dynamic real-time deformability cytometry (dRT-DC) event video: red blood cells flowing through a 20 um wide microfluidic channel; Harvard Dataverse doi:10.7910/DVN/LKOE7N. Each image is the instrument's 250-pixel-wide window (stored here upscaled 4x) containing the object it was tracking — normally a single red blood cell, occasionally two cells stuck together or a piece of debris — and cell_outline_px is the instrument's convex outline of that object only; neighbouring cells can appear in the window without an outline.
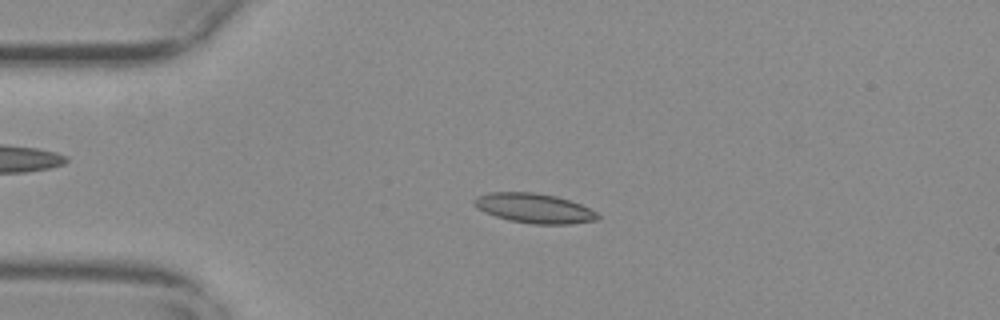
{"species": "common noctule bat (a hibernating species)", "species_latin": "Nyctalus noctula", "temperature_condition": "warm", "stored_images_in_passage": 53, "camera_frame_rate_fps": 3000, "um_per_image_px": 0.085, "animal": {"sex": "female", "body_mass_g": 29.2, "forearm_length_mm": 56.3}, "frame": {"image": 1, "passage_image": 10, "time_ms": 3.0, "image_size_px": [1000, 320], "cell_outline_px": [[600, 220], [568, 224], [532, 224], [508, 220], [484, 212], [472, 204], [472, 200], [476, 196], [492, 192], [532, 192], [556, 196], [580, 204], [596, 212], [600, 216]], "centroid_in_image_um": [45.39, 17.7], "position_along_channel_um": 39.6, "area_um2": 21.39}}
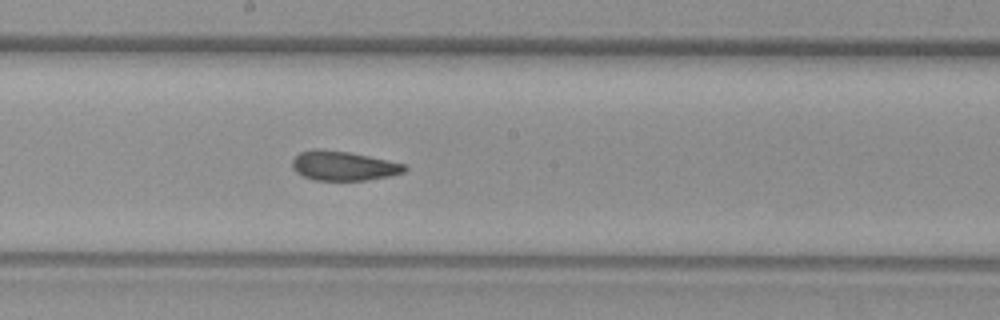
{"frame": {"image": 2, "passage_image": 27, "time_ms": 8.667, "image_size_px": [1000, 320], "cell_outline_px": [[408, 168], [404, 172], [388, 176], [368, 180], [312, 180], [296, 172], [292, 168], [292, 160], [300, 152], [316, 148], [348, 152], [368, 156], [404, 164]], "centroid_in_image_um": [29.16, 14.1], "position_along_channel_um": 219.0, "area_um2": 19.13}}
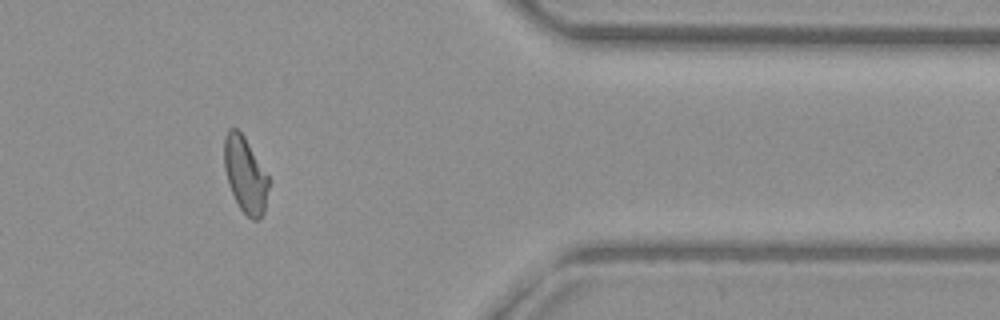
{"frame": {"image": 3, "passage_image": 43, "time_ms": 14.0, "image_size_px": [1000, 320], "cell_outline_px": [[268, 188], [264, 212], [260, 220], [252, 220], [240, 208], [228, 184], [224, 168], [224, 136], [228, 128], [236, 128], [244, 136], [268, 176]], "centroid_in_image_um": [20.83, 14.85], "position_along_channel_um": 390.6, "area_um2": 19.48}, "authors_computed_cell_mechanics": {"area_um2": 20.0566, "velocity_mm_per_s": 3.6684, "shape_relaxation_time_tau1_ms": null, "shape_relaxation_time_tau2_ms": 1.9971, "deformation_change_tau1": null, "deformation_change_tau2": 0.078}}